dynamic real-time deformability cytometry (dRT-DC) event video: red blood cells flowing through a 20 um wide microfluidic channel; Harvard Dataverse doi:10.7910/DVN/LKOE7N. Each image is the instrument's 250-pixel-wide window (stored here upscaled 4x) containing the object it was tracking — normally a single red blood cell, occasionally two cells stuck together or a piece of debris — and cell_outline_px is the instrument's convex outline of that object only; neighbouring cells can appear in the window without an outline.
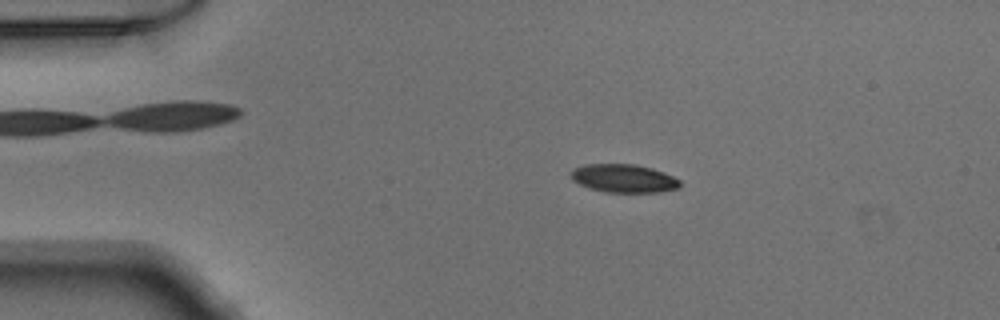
{"species": "Egyptian fruit bat (a non-hibernating species)", "species_latin": "Rousettus aegyptiacus", "temperature_condition": "warm", "stored_images_in_passage": 52, "camera_frame_rate_fps": 3000, "um_per_image_px": 0.085, "animal": {"sex": "male"}, "frame": {"image": 1, "passage_image": 11, "time_ms": 3.333, "image_size_px": [1000, 320], "cell_outline_px": [[680, 188], [660, 192], [604, 192], [580, 184], [572, 180], [568, 172], [572, 168], [584, 164], [636, 164], [652, 168], [664, 172], [680, 180]], "centroid_in_image_um": [52.99, 15.15], "position_along_channel_um": 32.0, "area_um2": 18.15}}
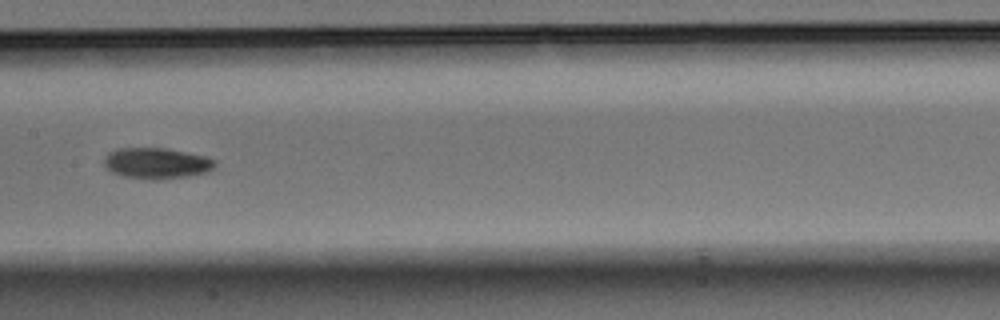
{"frame": {"image": 2, "passage_image": 27, "time_ms": 8.667, "image_size_px": [1000, 320], "cell_outline_px": [[216, 164], [208, 172], [188, 176], [160, 180], [152, 180], [120, 176], [104, 168], [104, 156], [108, 152], [116, 148], [164, 148], [204, 156], [216, 160]], "centroid_in_image_um": [13.25, 13.89], "position_along_channel_um": 194.1, "area_um2": 20.23}}
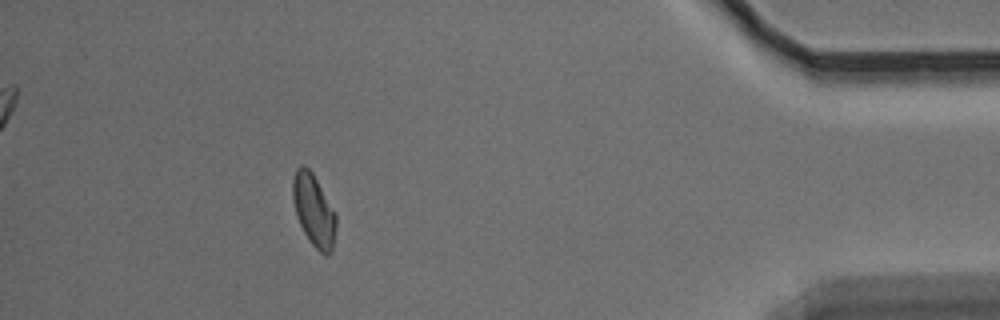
{"frame": {"image": 3, "passage_image": 47, "time_ms": 15.333, "image_size_px": [1000, 320], "cell_outline_px": [[336, 228], [332, 252], [328, 256], [324, 256], [312, 244], [304, 232], [296, 216], [292, 200], [292, 180], [296, 168], [300, 164], [304, 164], [312, 172], [336, 212]], "centroid_in_image_um": [26.67, 17.87], "position_along_channel_um": 408.5, "area_um2": 18.5}}